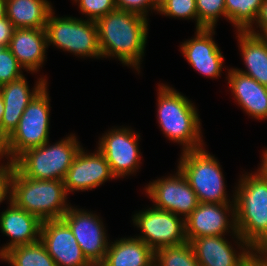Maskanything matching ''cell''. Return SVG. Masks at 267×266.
<instances>
[{"label":"cell","instance_id":"6da1fadb","mask_svg":"<svg viewBox=\"0 0 267 266\" xmlns=\"http://www.w3.org/2000/svg\"><path fill=\"white\" fill-rule=\"evenodd\" d=\"M99 45L103 57L118 58L138 70L147 41V18L116 9L97 21Z\"/></svg>","mask_w":267,"mask_h":266},{"label":"cell","instance_id":"7a4b0ae2","mask_svg":"<svg viewBox=\"0 0 267 266\" xmlns=\"http://www.w3.org/2000/svg\"><path fill=\"white\" fill-rule=\"evenodd\" d=\"M242 175L235 190L238 234L256 252H267V175L260 169Z\"/></svg>","mask_w":267,"mask_h":266},{"label":"cell","instance_id":"3957f363","mask_svg":"<svg viewBox=\"0 0 267 266\" xmlns=\"http://www.w3.org/2000/svg\"><path fill=\"white\" fill-rule=\"evenodd\" d=\"M157 117L161 131L184 151L203 148L200 119L193 103L167 85L158 88Z\"/></svg>","mask_w":267,"mask_h":266},{"label":"cell","instance_id":"277c9868","mask_svg":"<svg viewBox=\"0 0 267 266\" xmlns=\"http://www.w3.org/2000/svg\"><path fill=\"white\" fill-rule=\"evenodd\" d=\"M66 200L64 181L31 179L14 170L11 201L41 221L62 219L70 208Z\"/></svg>","mask_w":267,"mask_h":266},{"label":"cell","instance_id":"5b68a950","mask_svg":"<svg viewBox=\"0 0 267 266\" xmlns=\"http://www.w3.org/2000/svg\"><path fill=\"white\" fill-rule=\"evenodd\" d=\"M80 149L81 146L74 134L54 145H49L48 141L20 154L14 160L15 169L31 179L64 181Z\"/></svg>","mask_w":267,"mask_h":266},{"label":"cell","instance_id":"8992f818","mask_svg":"<svg viewBox=\"0 0 267 266\" xmlns=\"http://www.w3.org/2000/svg\"><path fill=\"white\" fill-rule=\"evenodd\" d=\"M49 102L46 85L25 108L16 129L0 145V159L8 156V161H14L26 150L49 141Z\"/></svg>","mask_w":267,"mask_h":266},{"label":"cell","instance_id":"52a82bcc","mask_svg":"<svg viewBox=\"0 0 267 266\" xmlns=\"http://www.w3.org/2000/svg\"><path fill=\"white\" fill-rule=\"evenodd\" d=\"M178 168L188 180L199 203L230 202L220 164L204 148L182 152Z\"/></svg>","mask_w":267,"mask_h":266},{"label":"cell","instance_id":"ba28073f","mask_svg":"<svg viewBox=\"0 0 267 266\" xmlns=\"http://www.w3.org/2000/svg\"><path fill=\"white\" fill-rule=\"evenodd\" d=\"M52 11L46 23L48 45L57 46L74 55L101 58L96 21L73 17H56Z\"/></svg>","mask_w":267,"mask_h":266},{"label":"cell","instance_id":"9c48e42d","mask_svg":"<svg viewBox=\"0 0 267 266\" xmlns=\"http://www.w3.org/2000/svg\"><path fill=\"white\" fill-rule=\"evenodd\" d=\"M133 223L140 228L142 240L154 252L162 247L185 243V220L178 215L155 207L142 210L133 217Z\"/></svg>","mask_w":267,"mask_h":266},{"label":"cell","instance_id":"30bf717a","mask_svg":"<svg viewBox=\"0 0 267 266\" xmlns=\"http://www.w3.org/2000/svg\"><path fill=\"white\" fill-rule=\"evenodd\" d=\"M62 219L71 229L87 261L92 266H100L109 246L101 219L96 214L71 206Z\"/></svg>","mask_w":267,"mask_h":266},{"label":"cell","instance_id":"8fae6325","mask_svg":"<svg viewBox=\"0 0 267 266\" xmlns=\"http://www.w3.org/2000/svg\"><path fill=\"white\" fill-rule=\"evenodd\" d=\"M145 190L155 208L183 215L184 220L199 204L197 195L179 168L175 176L150 182Z\"/></svg>","mask_w":267,"mask_h":266},{"label":"cell","instance_id":"7c38bea8","mask_svg":"<svg viewBox=\"0 0 267 266\" xmlns=\"http://www.w3.org/2000/svg\"><path fill=\"white\" fill-rule=\"evenodd\" d=\"M230 203H199L185 219L186 240L206 236H224L225 232H230L228 231L230 228L237 241L243 240L236 229L235 202L233 200ZM228 213L232 214L231 221L226 215Z\"/></svg>","mask_w":267,"mask_h":266},{"label":"cell","instance_id":"4fadbf2b","mask_svg":"<svg viewBox=\"0 0 267 266\" xmlns=\"http://www.w3.org/2000/svg\"><path fill=\"white\" fill-rule=\"evenodd\" d=\"M100 138L98 150L106 158L116 178L133 174L139 167L140 135L128 128L112 129Z\"/></svg>","mask_w":267,"mask_h":266},{"label":"cell","instance_id":"5bb4252c","mask_svg":"<svg viewBox=\"0 0 267 266\" xmlns=\"http://www.w3.org/2000/svg\"><path fill=\"white\" fill-rule=\"evenodd\" d=\"M40 242L56 266H92L84 257L75 236L63 219L42 221Z\"/></svg>","mask_w":267,"mask_h":266},{"label":"cell","instance_id":"9a60e30c","mask_svg":"<svg viewBox=\"0 0 267 266\" xmlns=\"http://www.w3.org/2000/svg\"><path fill=\"white\" fill-rule=\"evenodd\" d=\"M87 153L83 148L75 156L64 179L66 193L96 188L110 178H116L103 154L96 150Z\"/></svg>","mask_w":267,"mask_h":266},{"label":"cell","instance_id":"2e32d148","mask_svg":"<svg viewBox=\"0 0 267 266\" xmlns=\"http://www.w3.org/2000/svg\"><path fill=\"white\" fill-rule=\"evenodd\" d=\"M189 242L199 266H244L256 252L248 243L240 240L237 243L242 251L237 253L222 236L199 237Z\"/></svg>","mask_w":267,"mask_h":266},{"label":"cell","instance_id":"e0dca14e","mask_svg":"<svg viewBox=\"0 0 267 266\" xmlns=\"http://www.w3.org/2000/svg\"><path fill=\"white\" fill-rule=\"evenodd\" d=\"M32 92L24 75L10 83L0 86L4 101V113L1 123V144L12 134L18 126L20 118L34 97L47 85L44 78L38 79Z\"/></svg>","mask_w":267,"mask_h":266},{"label":"cell","instance_id":"ac0fdd59","mask_svg":"<svg viewBox=\"0 0 267 266\" xmlns=\"http://www.w3.org/2000/svg\"><path fill=\"white\" fill-rule=\"evenodd\" d=\"M196 36L181 44L186 60L200 74L217 78L221 74L224 57L213 40L214 29H196Z\"/></svg>","mask_w":267,"mask_h":266},{"label":"cell","instance_id":"d6986e66","mask_svg":"<svg viewBox=\"0 0 267 266\" xmlns=\"http://www.w3.org/2000/svg\"><path fill=\"white\" fill-rule=\"evenodd\" d=\"M9 207L0 215L1 232L11 241L0 249V258L5 259V252L20 245H30L40 241L42 221L35 215L19 208L9 200Z\"/></svg>","mask_w":267,"mask_h":266},{"label":"cell","instance_id":"ffe728a7","mask_svg":"<svg viewBox=\"0 0 267 266\" xmlns=\"http://www.w3.org/2000/svg\"><path fill=\"white\" fill-rule=\"evenodd\" d=\"M48 47L45 29L16 28L8 48L23 69L37 72L45 60Z\"/></svg>","mask_w":267,"mask_h":266},{"label":"cell","instance_id":"44dd1931","mask_svg":"<svg viewBox=\"0 0 267 266\" xmlns=\"http://www.w3.org/2000/svg\"><path fill=\"white\" fill-rule=\"evenodd\" d=\"M227 79L229 88L242 109L255 119H267V86L240 73L236 68L229 69Z\"/></svg>","mask_w":267,"mask_h":266},{"label":"cell","instance_id":"7402d4cb","mask_svg":"<svg viewBox=\"0 0 267 266\" xmlns=\"http://www.w3.org/2000/svg\"><path fill=\"white\" fill-rule=\"evenodd\" d=\"M155 252L138 238H121L109 244L100 266H154Z\"/></svg>","mask_w":267,"mask_h":266},{"label":"cell","instance_id":"603a6c76","mask_svg":"<svg viewBox=\"0 0 267 266\" xmlns=\"http://www.w3.org/2000/svg\"><path fill=\"white\" fill-rule=\"evenodd\" d=\"M239 47L247 70L236 69L252 77L261 85L267 86V44L256 34L237 31Z\"/></svg>","mask_w":267,"mask_h":266},{"label":"cell","instance_id":"cb8c5ba5","mask_svg":"<svg viewBox=\"0 0 267 266\" xmlns=\"http://www.w3.org/2000/svg\"><path fill=\"white\" fill-rule=\"evenodd\" d=\"M52 11L47 0H7L6 4V17L15 29H45Z\"/></svg>","mask_w":267,"mask_h":266},{"label":"cell","instance_id":"d4e9b609","mask_svg":"<svg viewBox=\"0 0 267 266\" xmlns=\"http://www.w3.org/2000/svg\"><path fill=\"white\" fill-rule=\"evenodd\" d=\"M4 261L11 266H56L40 241L11 248L5 252Z\"/></svg>","mask_w":267,"mask_h":266},{"label":"cell","instance_id":"484cf974","mask_svg":"<svg viewBox=\"0 0 267 266\" xmlns=\"http://www.w3.org/2000/svg\"><path fill=\"white\" fill-rule=\"evenodd\" d=\"M264 0H225L226 19L238 31L253 30L260 5Z\"/></svg>","mask_w":267,"mask_h":266},{"label":"cell","instance_id":"4316f807","mask_svg":"<svg viewBox=\"0 0 267 266\" xmlns=\"http://www.w3.org/2000/svg\"><path fill=\"white\" fill-rule=\"evenodd\" d=\"M154 266H199L191 243L167 246L155 251Z\"/></svg>","mask_w":267,"mask_h":266},{"label":"cell","instance_id":"83f0119b","mask_svg":"<svg viewBox=\"0 0 267 266\" xmlns=\"http://www.w3.org/2000/svg\"><path fill=\"white\" fill-rule=\"evenodd\" d=\"M198 29H214L219 16L226 18L225 0H196Z\"/></svg>","mask_w":267,"mask_h":266},{"label":"cell","instance_id":"f1b7e54d","mask_svg":"<svg viewBox=\"0 0 267 266\" xmlns=\"http://www.w3.org/2000/svg\"><path fill=\"white\" fill-rule=\"evenodd\" d=\"M160 14L174 17L196 20V29H198V16L196 0H168L159 10Z\"/></svg>","mask_w":267,"mask_h":266},{"label":"cell","instance_id":"f546056e","mask_svg":"<svg viewBox=\"0 0 267 266\" xmlns=\"http://www.w3.org/2000/svg\"><path fill=\"white\" fill-rule=\"evenodd\" d=\"M21 68L23 69L9 48L4 47L0 51V86L22 77Z\"/></svg>","mask_w":267,"mask_h":266},{"label":"cell","instance_id":"4dcf8cb0","mask_svg":"<svg viewBox=\"0 0 267 266\" xmlns=\"http://www.w3.org/2000/svg\"><path fill=\"white\" fill-rule=\"evenodd\" d=\"M79 3V8L81 12L89 20L97 21L99 18L103 17L107 13L117 9L115 0H74Z\"/></svg>","mask_w":267,"mask_h":266},{"label":"cell","instance_id":"1f68e13d","mask_svg":"<svg viewBox=\"0 0 267 266\" xmlns=\"http://www.w3.org/2000/svg\"><path fill=\"white\" fill-rule=\"evenodd\" d=\"M117 9L132 12L147 18V12L150 9H156L153 0H115Z\"/></svg>","mask_w":267,"mask_h":266},{"label":"cell","instance_id":"d6a6232c","mask_svg":"<svg viewBox=\"0 0 267 266\" xmlns=\"http://www.w3.org/2000/svg\"><path fill=\"white\" fill-rule=\"evenodd\" d=\"M15 170L14 161H7L4 166L0 165V203L7 199L11 200L12 176ZM7 194L9 196H7Z\"/></svg>","mask_w":267,"mask_h":266},{"label":"cell","instance_id":"836d02e7","mask_svg":"<svg viewBox=\"0 0 267 266\" xmlns=\"http://www.w3.org/2000/svg\"><path fill=\"white\" fill-rule=\"evenodd\" d=\"M14 26L10 20L6 17L0 19V45L8 47L11 37L14 32Z\"/></svg>","mask_w":267,"mask_h":266},{"label":"cell","instance_id":"e575fe53","mask_svg":"<svg viewBox=\"0 0 267 266\" xmlns=\"http://www.w3.org/2000/svg\"><path fill=\"white\" fill-rule=\"evenodd\" d=\"M255 21L259 26V28H261L260 29L261 33L265 29H267V0H264L260 5Z\"/></svg>","mask_w":267,"mask_h":266},{"label":"cell","instance_id":"d590c367","mask_svg":"<svg viewBox=\"0 0 267 266\" xmlns=\"http://www.w3.org/2000/svg\"><path fill=\"white\" fill-rule=\"evenodd\" d=\"M260 169L267 175V149L263 152Z\"/></svg>","mask_w":267,"mask_h":266},{"label":"cell","instance_id":"8d00e7d4","mask_svg":"<svg viewBox=\"0 0 267 266\" xmlns=\"http://www.w3.org/2000/svg\"><path fill=\"white\" fill-rule=\"evenodd\" d=\"M7 0H0V19L6 18Z\"/></svg>","mask_w":267,"mask_h":266},{"label":"cell","instance_id":"74e56055","mask_svg":"<svg viewBox=\"0 0 267 266\" xmlns=\"http://www.w3.org/2000/svg\"><path fill=\"white\" fill-rule=\"evenodd\" d=\"M3 113H4V101L0 92V145H1V123H2Z\"/></svg>","mask_w":267,"mask_h":266},{"label":"cell","instance_id":"f35d334b","mask_svg":"<svg viewBox=\"0 0 267 266\" xmlns=\"http://www.w3.org/2000/svg\"><path fill=\"white\" fill-rule=\"evenodd\" d=\"M246 31L249 33H252V34L259 35L267 44V29H265L262 33H258L259 30L256 32L255 29L254 30H246Z\"/></svg>","mask_w":267,"mask_h":266},{"label":"cell","instance_id":"ab89813d","mask_svg":"<svg viewBox=\"0 0 267 266\" xmlns=\"http://www.w3.org/2000/svg\"><path fill=\"white\" fill-rule=\"evenodd\" d=\"M157 9L158 10L168 1V0H153Z\"/></svg>","mask_w":267,"mask_h":266}]
</instances>
